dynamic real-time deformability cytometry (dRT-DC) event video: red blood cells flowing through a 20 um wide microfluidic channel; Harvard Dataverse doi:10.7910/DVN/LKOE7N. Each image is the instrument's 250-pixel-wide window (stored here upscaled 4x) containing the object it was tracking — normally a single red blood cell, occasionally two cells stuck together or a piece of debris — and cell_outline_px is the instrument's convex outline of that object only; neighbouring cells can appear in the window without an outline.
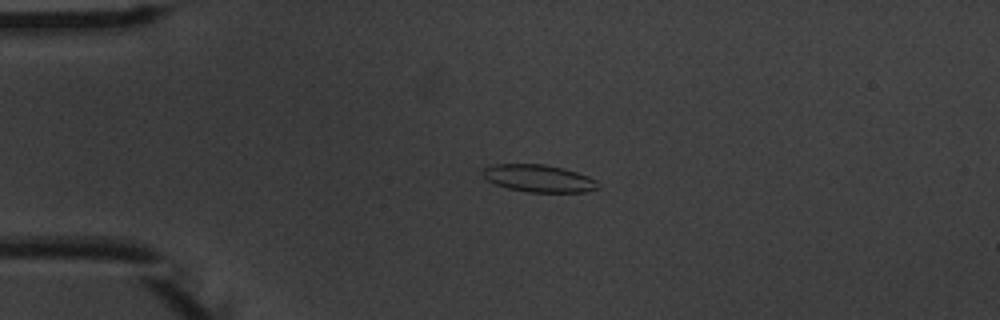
{"species": "common noctule bat (a hibernating species)", "species_latin": "Nyctalus noctula", "temperature_condition": "warm", "stored_images_in_passage": 4, "camera_frame_rate_fps": 3000, "um_per_image_px": 0.085, "animal": {"sex": "male", "body_mass_g": 20.1, "forearm_length_mm": 53.5}, "frame": {"image": 1, "passage_image": 3, "time_ms": 2.333, "image_size_px": [1000, 320], "cell_outline_px": [[600, 188], [588, 192], [528, 192], [508, 188], [496, 184], [488, 180], [480, 172], [484, 168], [496, 164], [544, 164], [564, 168], [588, 176], [596, 180], [600, 184]], "centroid_in_image_um": [45.84, 15.16], "position_along_channel_um": 39.2, "area_um2": 18.44}}